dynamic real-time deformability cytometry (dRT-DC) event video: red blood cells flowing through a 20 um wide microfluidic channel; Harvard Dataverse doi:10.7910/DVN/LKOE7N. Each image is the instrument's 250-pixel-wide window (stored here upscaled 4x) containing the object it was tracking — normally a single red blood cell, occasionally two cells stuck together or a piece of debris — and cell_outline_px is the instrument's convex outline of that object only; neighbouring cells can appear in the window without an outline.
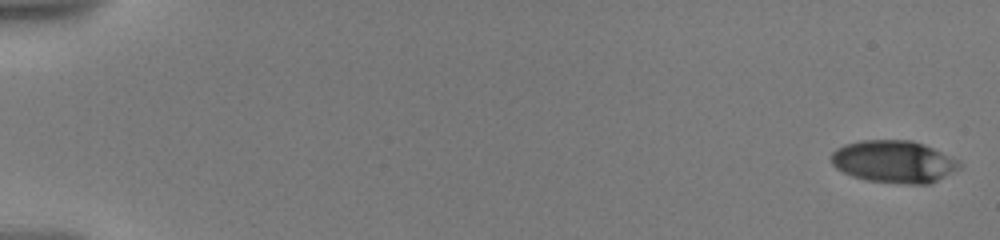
{"species": "human", "species_latin": "Homo sapiens", "temperature_condition": "warm", "stored_images_in_passage": 27, "camera_frame_rate_fps": 3000, "um_per_image_px": 0.085, "donor": {"sex": "male"}, "frame": {"image": 1, "passage_image": 1, "time_ms": 0.0, "image_size_px": [1000, 240], "cell_outline_px": [[964, 164], [960, 168], [928, 184], [904, 184], [868, 180], [852, 176], [836, 168], [832, 164], [832, 152], [836, 148], [844, 144], [860, 140], [912, 140], [924, 144], [960, 160]], "centroid_in_image_um": [75.99, 13.73], "position_along_channel_um": 9.0, "area_um2": 31.67}}
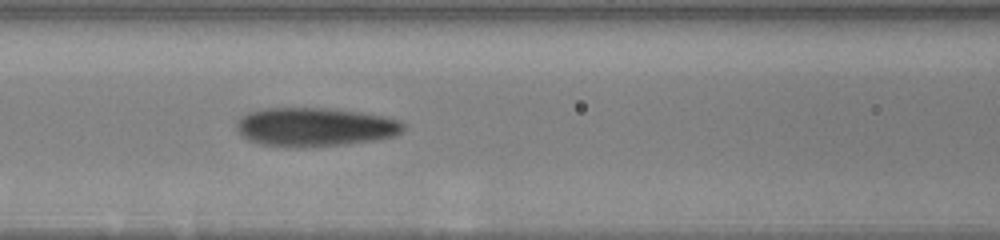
{"frame": {"image": 2, "passage_image": 16, "time_ms": 8.667, "image_size_px": [1000, 240], "cell_outline_px": [[404, 128], [396, 136], [376, 140], [348, 144], [264, 144], [248, 140], [236, 128], [236, 120], [240, 116], [248, 112], [264, 108], [336, 108], [384, 116], [400, 120], [404, 124]], "centroid_in_image_um": [26.81, 10.74], "position_along_channel_um": 139.8, "area_um2": 36.82}}
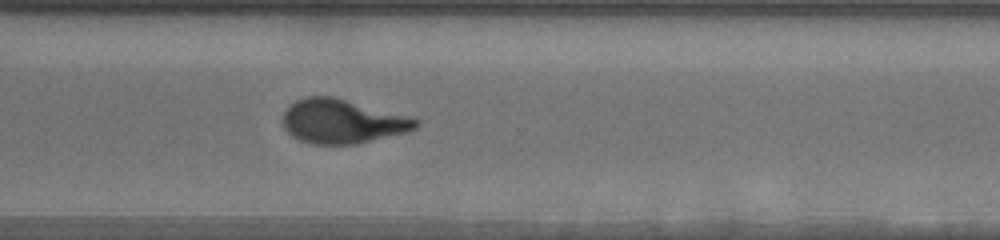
{"frame": {"image": 3, "passage_image": 27, "time_ms": 14.333, "image_size_px": [1000, 240], "cell_outline_px": [[420, 124], [416, 128], [408, 132], [356, 144], [312, 144], [300, 140], [292, 136], [284, 128], [284, 112], [296, 100], [304, 96], [336, 96], [412, 116], [420, 120]], "centroid_in_image_um": [29.16, 10.3], "position_along_channel_um": 341.4, "area_um2": 34.62}}